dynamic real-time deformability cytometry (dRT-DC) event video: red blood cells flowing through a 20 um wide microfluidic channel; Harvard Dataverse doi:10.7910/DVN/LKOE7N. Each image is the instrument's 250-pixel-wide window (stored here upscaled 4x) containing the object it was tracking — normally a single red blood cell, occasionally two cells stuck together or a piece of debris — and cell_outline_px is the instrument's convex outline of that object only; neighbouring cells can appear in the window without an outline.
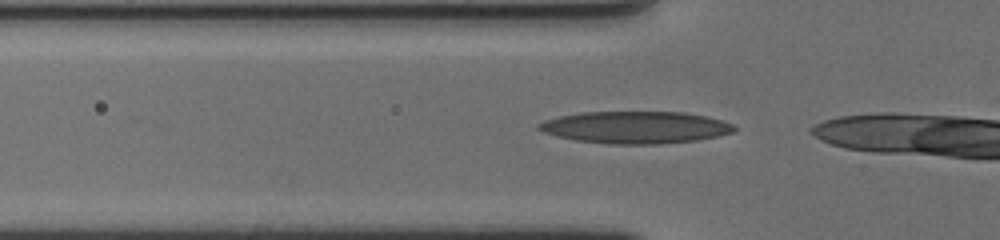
{"species": "human", "species_latin": "Homo sapiens", "temperature_condition": "cold", "stored_images_in_passage": 16, "camera_frame_rate_fps": 3000, "um_per_image_px": 0.085, "donor": {"sex": "female"}, "frame": {"image": 1, "passage_image": 10, "time_ms": 3.0, "image_size_px": [1000, 240], "cell_outline_px": [[736, 132], [720, 136], [696, 140], [660, 144], [612, 144], [576, 140], [556, 136], [544, 132], [536, 128], [536, 124], [544, 120], [560, 116], [580, 112], [684, 112], [704, 116], [720, 120], [732, 124], [736, 128]], "centroid_in_image_um": [54.01, 10.83], "position_along_channel_um": 71.8, "area_um2": 36.65}}
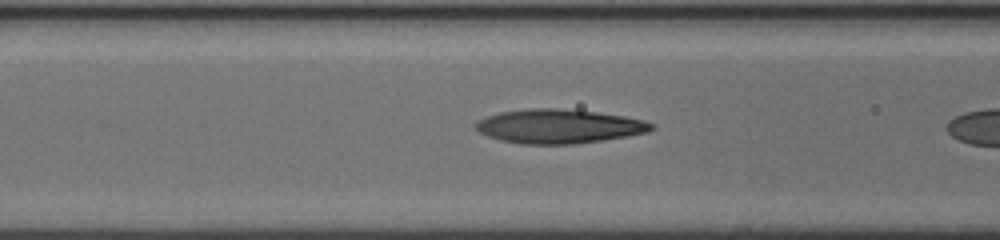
{"frame": {"image": 2, "passage_image": 14, "time_ms": 4.333, "image_size_px": [1000, 240], "cell_outline_px": [[656, 128], [648, 132], [604, 140], [572, 144], [520, 144], [500, 140], [488, 136], [480, 132], [476, 128], [476, 124], [480, 120], [488, 116], [500, 112], [528, 108], [556, 108], [596, 112], [624, 116], [644, 120], [656, 124]], "centroid_in_image_um": [47.55, 10.74], "position_along_channel_um": 119.0, "area_um2": 34.85}}